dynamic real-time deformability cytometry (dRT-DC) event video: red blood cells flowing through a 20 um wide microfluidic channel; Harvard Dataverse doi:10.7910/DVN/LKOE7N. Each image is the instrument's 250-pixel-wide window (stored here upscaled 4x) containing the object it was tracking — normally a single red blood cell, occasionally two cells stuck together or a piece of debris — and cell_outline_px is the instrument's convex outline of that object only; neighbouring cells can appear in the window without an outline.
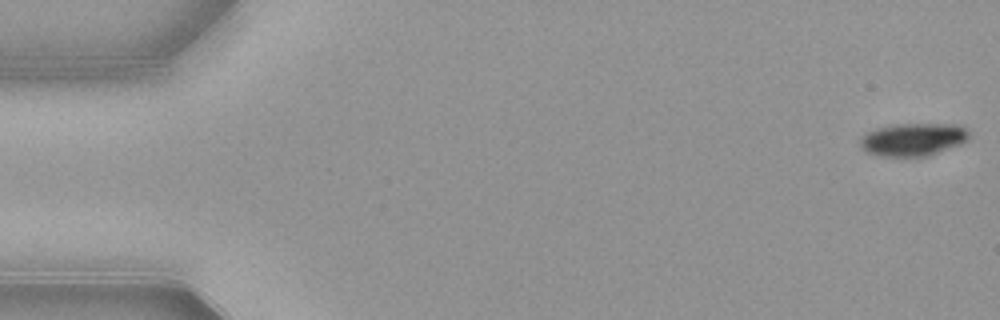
{"species": "common noctule bat (a hibernating species)", "species_latin": "Nyctalus noctula", "temperature_condition": "warm", "stored_images_in_passage": 53, "camera_frame_rate_fps": 3000, "um_per_image_px": 0.085, "animal": {"sex": "female", "body_mass_g": 21.9}, "frame": {"image": 1, "passage_image": 1, "time_ms": 0.0, "image_size_px": [1000, 320], "cell_outline_px": [[972, 136], [968, 140], [960, 144], [928, 156], [880, 156], [868, 152], [860, 148], [860, 136], [864, 132], [876, 128], [896, 124], [960, 124], [968, 128]], "centroid_in_image_um": [77.63, 11.84], "position_along_channel_um": 7.4, "area_um2": 21.21}}
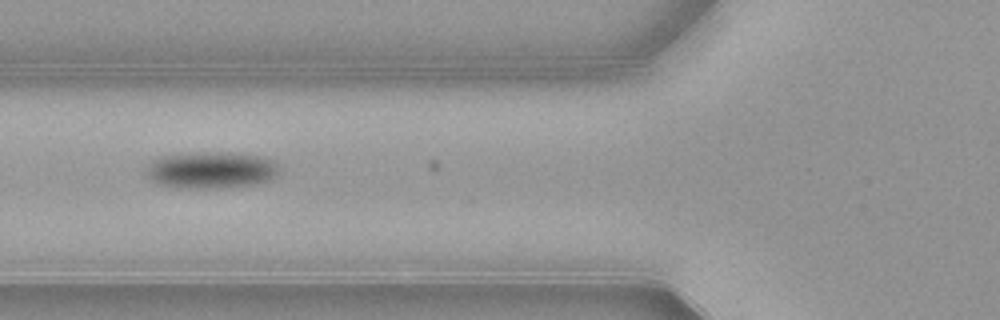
{"frame": {"image": 2, "passage_image": 20, "time_ms": 6.333, "image_size_px": [1000, 320], "cell_outline_px": [[276, 176], [252, 184], [216, 188], [176, 188], [156, 184], [144, 176], [148, 164], [152, 160], [160, 156], [188, 152], [232, 152], [260, 156], [272, 160], [276, 164]], "centroid_in_image_um": [17.8, 14.44], "position_along_channel_um": 108.0, "area_um2": 28.67}}
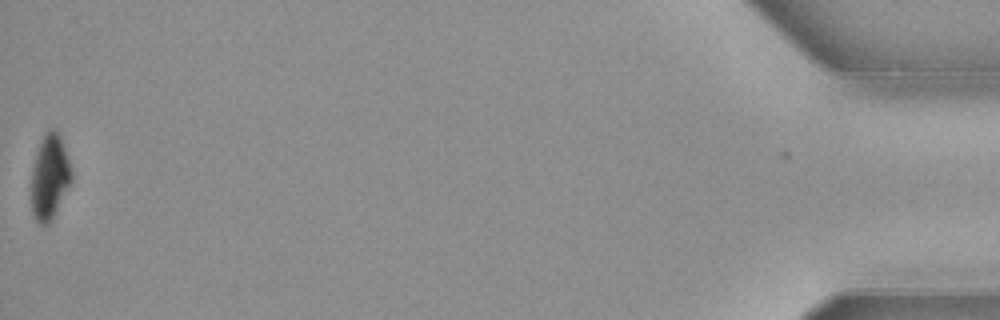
{"frame": {"image": 3, "passage_image": 53, "time_ms": 17.333, "image_size_px": [1000, 320], "cell_outline_px": [[72, 180], [52, 220], [48, 224], [40, 224], [36, 220], [32, 212], [32, 168], [36, 152], [40, 140], [44, 132], [48, 128], [56, 128], [60, 136], [72, 172]], "centroid_in_image_um": [4.22, 15.01], "position_along_channel_um": 431.0, "area_um2": 19.83}, "authors_computed_cell_mechanics": {"area_um2": 24.565, "velocity_mm_per_s": 3.8938, "shape_relaxation_time_tau1_ms": 1.596, "shape_relaxation_time_tau2_ms": null, "deformation_change_tau1": 0.0955, "deformation_change_tau2": null}}